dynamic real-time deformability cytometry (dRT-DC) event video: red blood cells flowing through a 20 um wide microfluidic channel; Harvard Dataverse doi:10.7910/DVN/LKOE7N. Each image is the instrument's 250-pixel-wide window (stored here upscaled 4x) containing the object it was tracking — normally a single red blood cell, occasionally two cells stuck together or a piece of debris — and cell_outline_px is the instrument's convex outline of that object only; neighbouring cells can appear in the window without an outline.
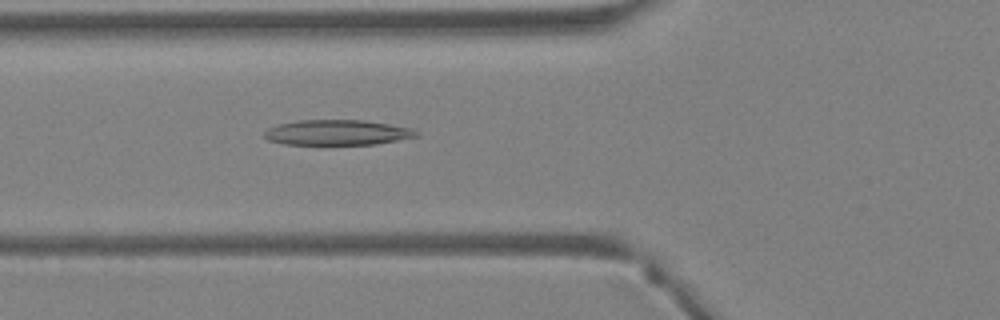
{"species": "Egyptian fruit bat (a non-hibernating species)", "species_latin": "Rousettus aegyptiacus", "temperature_condition": "warm", "stored_images_in_passage": 36, "camera_frame_rate_fps": 3000, "um_per_image_px": 0.085, "animal": {"sex": "female"}, "frame": {"image": 1, "passage_image": 11, "time_ms": 3.333, "image_size_px": [1000, 320], "cell_outline_px": [[420, 136], [376, 144], [284, 144], [268, 140], [264, 136], [264, 132], [268, 128], [280, 124], [300, 120], [364, 120], [412, 128], [420, 132]], "centroid_in_image_um": [28.71, 11.26], "position_along_channel_um": 97.1, "area_um2": 22.31}}
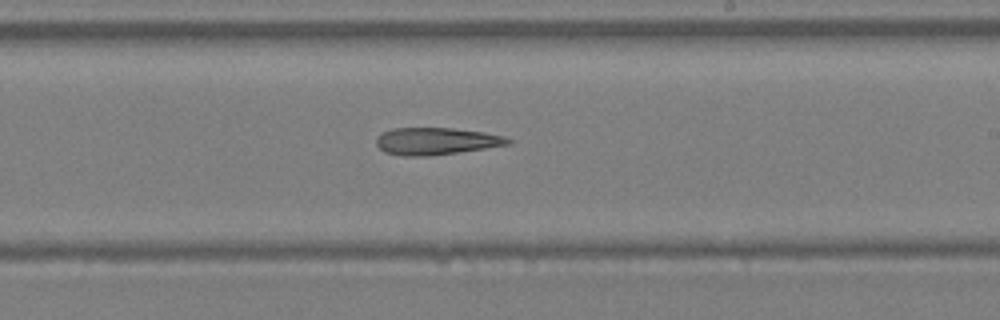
{"frame": {"image": 2, "passage_image": 20, "time_ms": 6.333, "image_size_px": [1000, 320], "cell_outline_px": [[512, 144], [428, 156], [404, 156], [384, 152], [376, 144], [376, 136], [380, 132], [392, 128], [452, 128], [484, 132], [504, 136], [512, 140]], "centroid_in_image_um": [37.03, 11.99], "position_along_channel_um": 252.0, "area_um2": 20.87}}
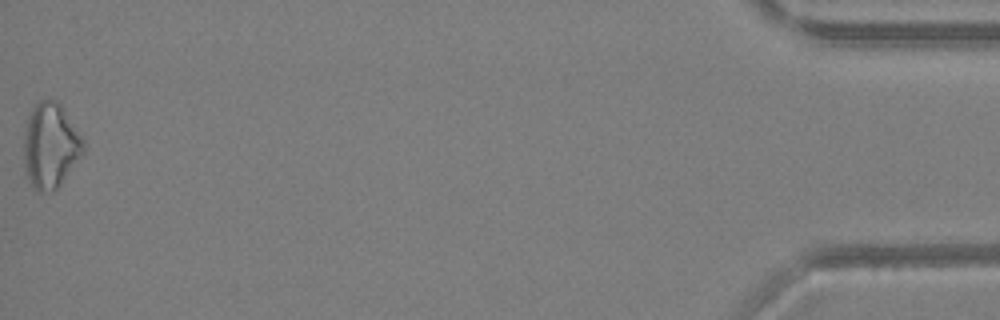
{"frame": {"image": 3, "passage_image": 36, "time_ms": 11.667, "image_size_px": [1000, 320], "cell_outline_px": [[84, 152], [60, 184], [52, 192], [36, 192], [32, 188], [24, 176], [24, 132], [28, 116], [32, 108], [40, 100], [60, 100], [84, 140]], "centroid_in_image_um": [4.27, 12.38], "position_along_channel_um": 430.9, "area_um2": 30.11}}